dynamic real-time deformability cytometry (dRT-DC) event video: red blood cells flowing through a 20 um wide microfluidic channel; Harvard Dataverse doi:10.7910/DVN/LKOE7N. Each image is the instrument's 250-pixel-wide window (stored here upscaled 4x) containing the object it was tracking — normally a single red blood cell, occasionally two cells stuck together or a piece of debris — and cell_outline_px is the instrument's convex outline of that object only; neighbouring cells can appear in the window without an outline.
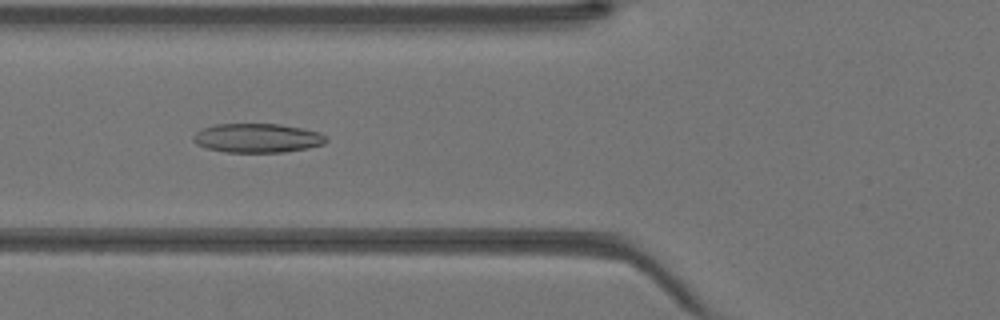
{"species": "Egyptian fruit bat (a non-hibernating species)", "species_latin": "Rousettus aegyptiacus", "temperature_condition": "warm", "stored_images_in_passage": 30, "camera_frame_rate_fps": 3000, "um_per_image_px": 0.085, "animal": {"sex": "female"}, "frame": {"image": 1, "passage_image": 5, "time_ms": 1.333, "image_size_px": [1000, 320], "cell_outline_px": [[328, 140], [324, 144], [308, 148], [284, 152], [224, 152], [208, 148], [196, 144], [192, 140], [192, 136], [196, 132], [204, 128], [216, 124], [280, 124], [320, 132], [328, 136]], "centroid_in_image_um": [21.9, 11.73], "position_along_channel_um": 103.9, "area_um2": 22.6}}
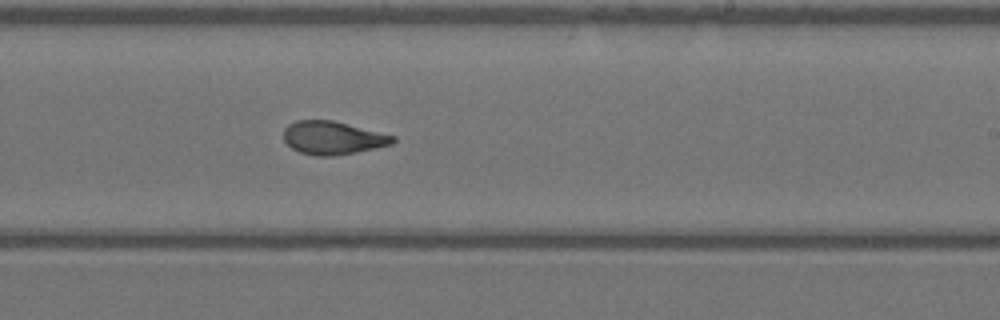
{"frame": {"image": 2, "passage_image": 15, "time_ms": 4.667, "image_size_px": [1000, 320], "cell_outline_px": [[396, 140], [392, 144], [356, 152], [332, 156], [316, 156], [300, 152], [292, 148], [284, 140], [284, 128], [288, 124], [296, 120], [332, 120], [396, 136]], "centroid_in_image_um": [28.27, 11.71], "position_along_channel_um": 260.7, "area_um2": 21.04}}
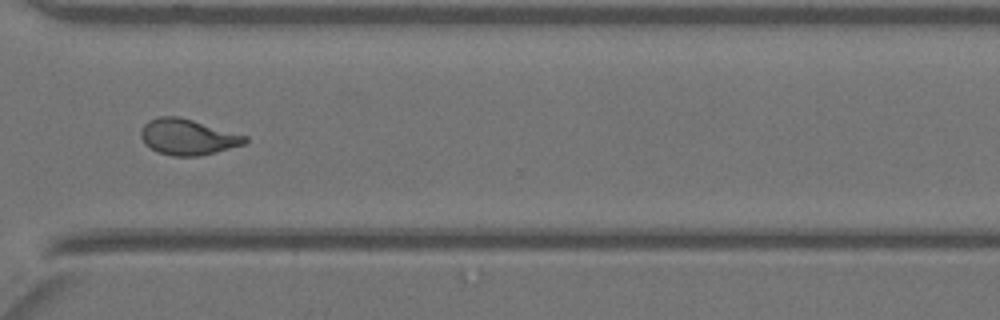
{"frame": {"image": 3, "passage_image": 21, "time_ms": 6.667, "image_size_px": [1000, 320], "cell_outline_px": [[248, 140], [244, 144], [200, 156], [172, 156], [160, 152], [144, 144], [140, 136], [140, 132], [144, 124], [148, 120], [160, 116], [180, 116], [248, 136]], "centroid_in_image_um": [15.95, 11.63], "position_along_channel_um": 354.7, "area_um2": 21.73}}